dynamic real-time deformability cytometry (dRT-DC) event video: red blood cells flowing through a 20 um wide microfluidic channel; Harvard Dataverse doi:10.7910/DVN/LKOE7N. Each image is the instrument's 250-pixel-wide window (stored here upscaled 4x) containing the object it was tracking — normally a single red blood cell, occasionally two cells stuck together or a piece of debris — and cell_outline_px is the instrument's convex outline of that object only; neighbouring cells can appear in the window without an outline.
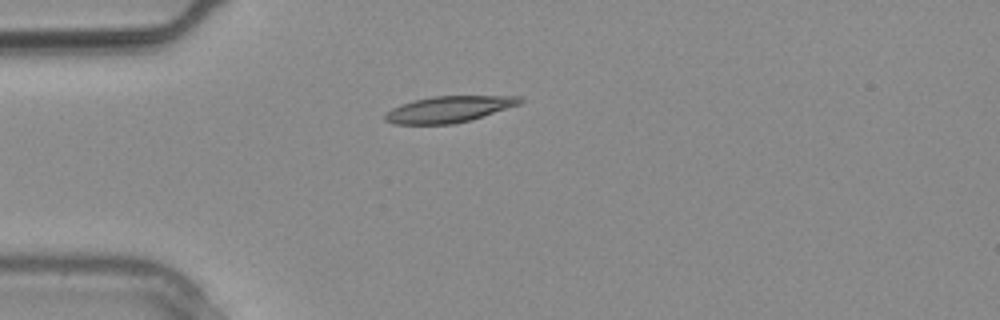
{"species": "common noctule bat (a hibernating species)", "species_latin": "Nyctalus noctula", "temperature_condition": "warm", "stored_images_in_passage": 3, "camera_frame_rate_fps": 3000, "um_per_image_px": 0.085, "animal": {"sex": "male", "body_mass_g": 20.4}, "frame": {"image": 1, "passage_image": 3, "time_ms": 0.667, "image_size_px": [1000, 320], "cell_outline_px": [[524, 100], [520, 104], [472, 120], [452, 124], [392, 124], [384, 120], [384, 116], [392, 108], [400, 104], [432, 96], [520, 96]], "centroid_in_image_um": [38.16, 9.29], "position_along_channel_um": 46.8, "area_um2": 20.63}}